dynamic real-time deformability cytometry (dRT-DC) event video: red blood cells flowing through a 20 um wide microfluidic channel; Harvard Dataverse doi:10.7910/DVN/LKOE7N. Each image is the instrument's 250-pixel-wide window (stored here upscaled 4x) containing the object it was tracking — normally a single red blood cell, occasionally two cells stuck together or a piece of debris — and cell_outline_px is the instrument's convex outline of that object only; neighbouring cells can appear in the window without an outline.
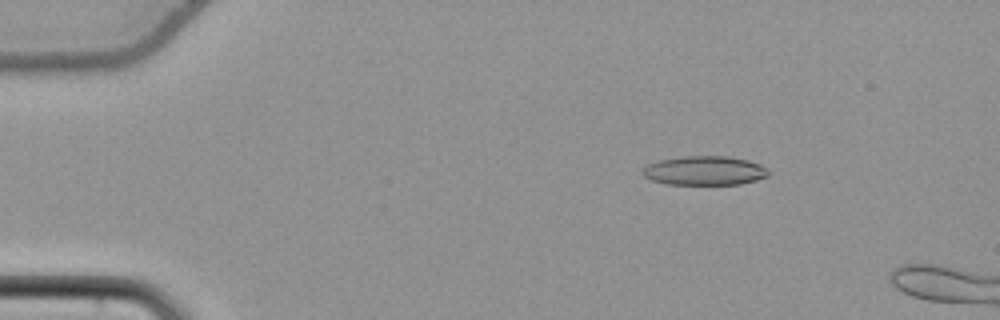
{"species": "common noctule bat (a hibernating species)", "species_latin": "Nyctalus noctula", "temperature_condition": "cold", "stored_images_in_passage": 53, "camera_frame_rate_fps": 3000, "um_per_image_px": 0.085, "animal": {"sex": "female", "body_mass_g": 22.7, "forearm_length_mm": 54.2}, "frame": {"image": 1, "passage_image": 9, "time_ms": 2.667, "image_size_px": [1000, 320], "cell_outline_px": [[768, 176], [756, 180], [740, 184], [668, 184], [652, 180], [644, 176], [640, 172], [648, 164], [660, 160], [684, 156], [728, 156], [748, 160], [760, 164], [768, 168]], "centroid_in_image_um": [59.9, 14.5], "position_along_channel_um": 25.1, "area_um2": 21.33}}
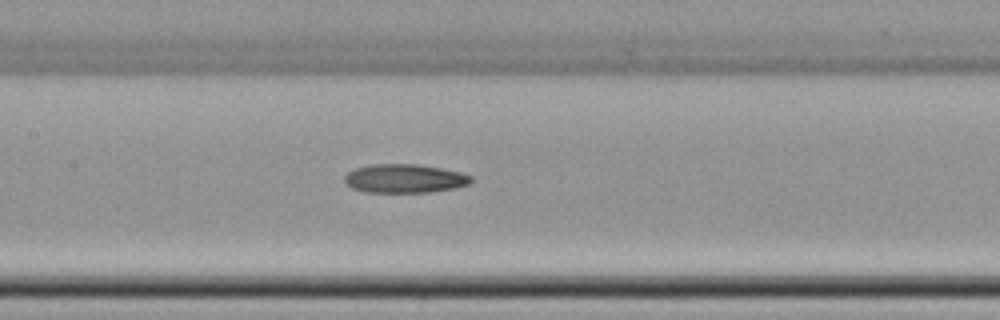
{"frame": {"image": 2, "passage_image": 27, "time_ms": 8.667, "image_size_px": [1000, 320], "cell_outline_px": [[472, 180], [468, 184], [456, 188], [432, 192], [364, 192], [352, 188], [344, 180], [344, 176], [348, 172], [356, 168], [372, 164], [416, 164], [440, 168], [460, 172], [472, 176]], "centroid_in_image_um": [34.39, 15.18], "position_along_channel_um": 173.0, "area_um2": 21.15}}
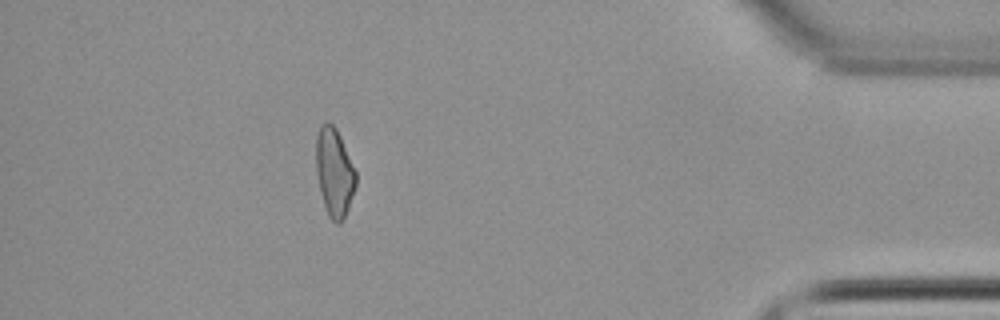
{"frame": {"image": 3, "passage_image": 49, "time_ms": 16.0, "image_size_px": [1000, 320], "cell_outline_px": [[356, 184], [348, 208], [340, 224], [336, 224], [328, 216], [320, 192], [316, 172], [316, 136], [320, 124], [328, 120], [336, 128], [340, 136], [356, 172]], "centroid_in_image_um": [28.4, 14.62], "position_along_channel_um": 406.8, "area_um2": 20.46}}